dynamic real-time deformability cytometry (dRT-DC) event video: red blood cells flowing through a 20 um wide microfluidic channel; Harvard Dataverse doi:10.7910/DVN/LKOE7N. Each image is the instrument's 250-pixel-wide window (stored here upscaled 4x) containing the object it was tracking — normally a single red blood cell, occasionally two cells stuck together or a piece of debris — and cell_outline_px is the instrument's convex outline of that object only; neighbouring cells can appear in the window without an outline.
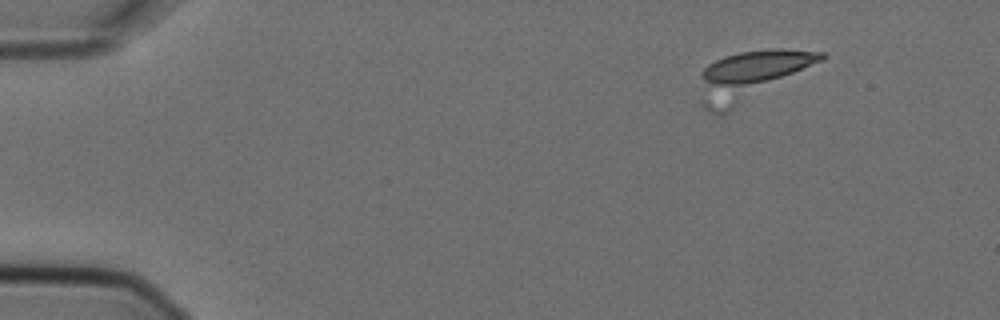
{"species": "Egyptian fruit bat (a non-hibernating species)", "species_latin": "Rousettus aegyptiacus", "temperature_condition": "cold", "stored_images_in_passage": 6, "camera_frame_rate_fps": 3000, "um_per_image_px": 0.085, "animal": {"sex": "female"}, "frame": {"image": 1, "passage_image": 2, "time_ms": 0.333, "image_size_px": [1000, 320], "cell_outline_px": [[828, 56], [824, 60], [728, 112], [716, 116], [704, 108], [700, 104], [700, 72], [708, 64], [724, 56], [740, 52], [768, 48], [780, 48], [824, 52]], "centroid_in_image_um": [63.8, 6.43], "position_along_channel_um": 21.2, "area_um2": 35.14}}
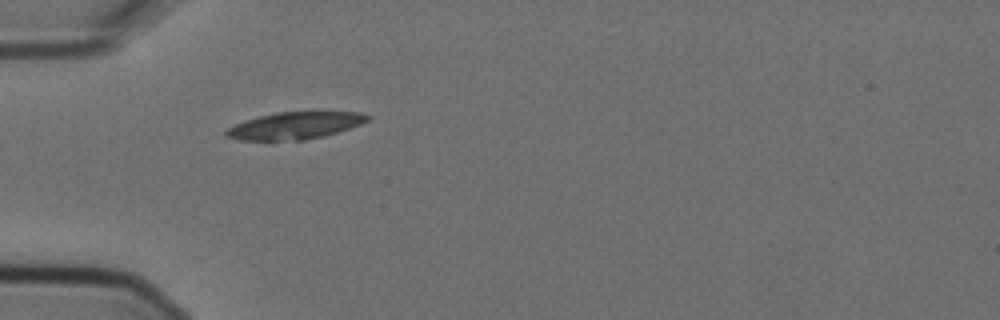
{"frame": {"image": 2, "passage_image": 5, "time_ms": 1.333, "image_size_px": [1000, 320], "cell_outline_px": [[372, 116], [368, 120], [360, 124], [324, 136], [304, 140], [240, 140], [224, 136], [224, 132], [228, 128], [244, 120], [276, 112], [360, 112]], "centroid_in_image_um": [25.04, 10.67], "position_along_channel_um": 60.0, "area_um2": 22.14}}
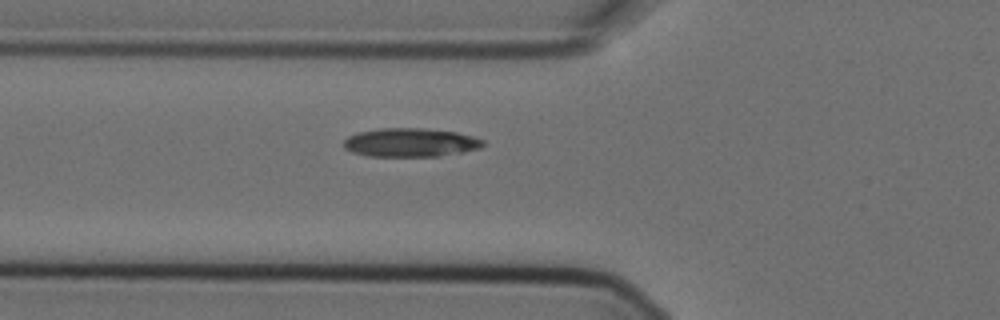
{"frame": {"image": 3, "passage_image": 6, "time_ms": 1.667, "image_size_px": [1000, 320], "cell_outline_px": [[484, 144], [480, 148], [460, 152], [436, 156], [368, 156], [352, 152], [344, 148], [344, 140], [348, 136], [356, 132], [380, 128], [424, 128], [456, 132], [472, 136], [484, 140]], "centroid_in_image_um": [34.85, 12.1], "position_along_channel_um": 91.0, "area_um2": 23.24}}